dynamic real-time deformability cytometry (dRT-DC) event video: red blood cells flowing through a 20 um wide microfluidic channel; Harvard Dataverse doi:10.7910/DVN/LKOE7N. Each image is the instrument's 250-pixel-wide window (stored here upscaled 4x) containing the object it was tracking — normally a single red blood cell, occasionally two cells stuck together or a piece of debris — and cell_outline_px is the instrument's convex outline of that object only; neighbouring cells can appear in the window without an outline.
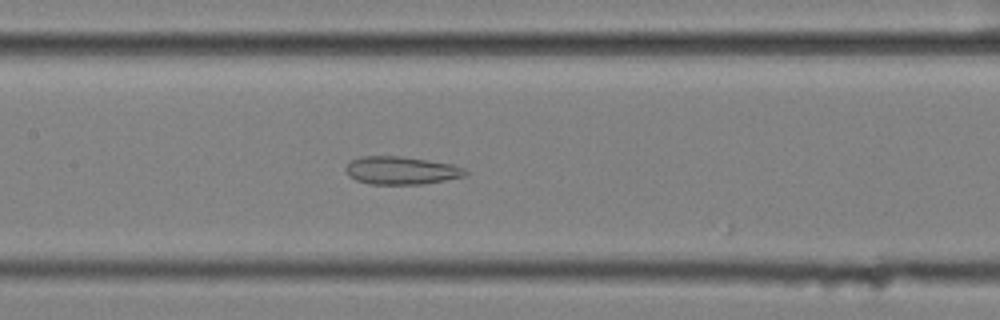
{"species": "common noctule bat (a hibernating species)", "species_latin": "Nyctalus noctula", "temperature_condition": "cold", "stored_images_in_passage": 40, "camera_frame_rate_fps": 3000, "um_per_image_px": 0.085, "animal": {"sex": "female", "body_mass_g": 25.1}, "frame": {"image": 1, "passage_image": 10, "time_ms": 3.0, "image_size_px": [1000, 320], "cell_outline_px": [[468, 172], [464, 176], [424, 184], [368, 184], [356, 180], [348, 176], [344, 168], [352, 160], [360, 156], [400, 156], [452, 164], [464, 168]], "centroid_in_image_um": [34.07, 14.49], "position_along_channel_um": 173.3, "area_um2": 19.42}}
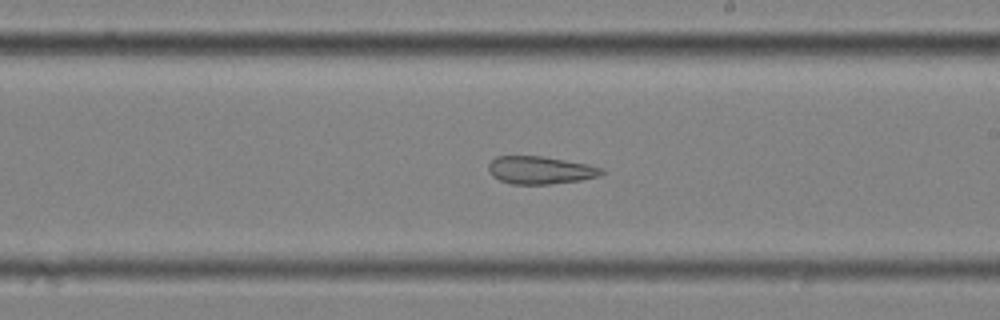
{"frame": {"image": 2, "passage_image": 16, "time_ms": 5.0, "image_size_px": [1000, 320], "cell_outline_px": [[604, 172], [596, 176], [580, 180], [548, 184], [512, 184], [500, 180], [492, 176], [488, 168], [488, 164], [496, 156], [540, 156], [588, 164], [604, 168]], "centroid_in_image_um": [45.9, 14.46], "position_along_channel_um": 243.1, "area_um2": 18.09}}
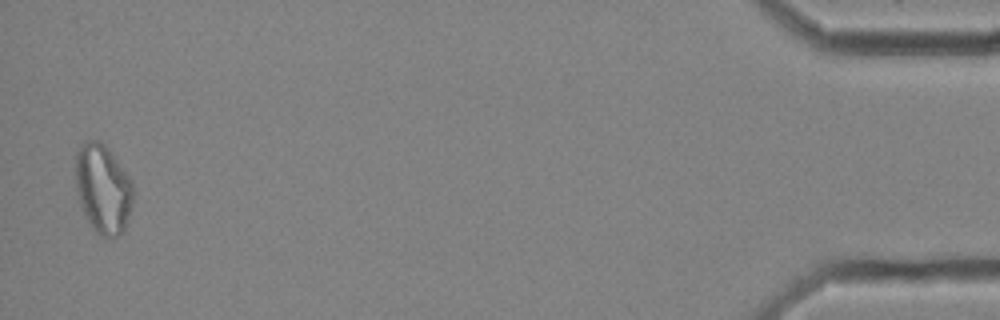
{"frame": {"image": 3, "passage_image": 39, "time_ms": 12.667, "image_size_px": [1000, 320], "cell_outline_px": [[132, 204], [124, 232], [116, 236], [100, 236], [92, 228], [84, 216], [80, 208], [76, 192], [76, 152], [80, 144], [84, 140], [100, 140], [108, 148], [132, 180]], "centroid_in_image_um": [8.73, 16.04], "position_along_channel_um": 426.5, "area_um2": 30.23}, "authors_computed_cell_mechanics": {"area_um2": 21.0392, "velocity_mm_per_s": 3.494, "shape_relaxation_time_tau1_ms": null, "shape_relaxation_time_tau2_ms": 2.8253, "deformation_change_tau1": null, "deformation_change_tau2": 0.1121}}